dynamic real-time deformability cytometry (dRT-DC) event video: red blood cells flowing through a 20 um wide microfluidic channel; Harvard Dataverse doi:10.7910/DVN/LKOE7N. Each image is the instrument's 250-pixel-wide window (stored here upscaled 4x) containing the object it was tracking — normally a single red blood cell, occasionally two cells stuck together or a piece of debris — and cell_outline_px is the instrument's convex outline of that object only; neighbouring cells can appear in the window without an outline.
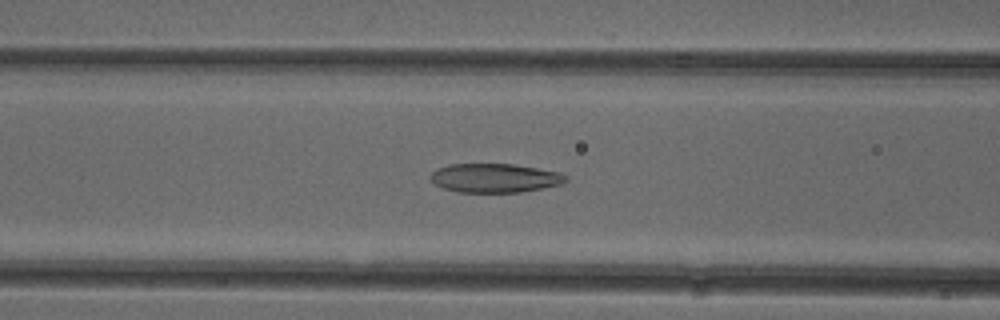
{"species": "common noctule bat (a hibernating species)", "species_latin": "Nyctalus noctula", "temperature_condition": "cold", "stored_images_in_passage": 41, "camera_frame_rate_fps": 3000, "um_per_image_px": 0.085, "animal": {"sex": "female"}, "frame": {"image": 1, "passage_image": 10, "time_ms": 3.0, "image_size_px": [1000, 320], "cell_outline_px": [[568, 180], [564, 184], [544, 188], [520, 192], [456, 192], [444, 188], [436, 184], [428, 176], [436, 168], [448, 164], [512, 164], [560, 172], [568, 176]], "centroid_in_image_um": [42.08, 15.13], "position_along_channel_um": 124.5, "area_um2": 23.0}}
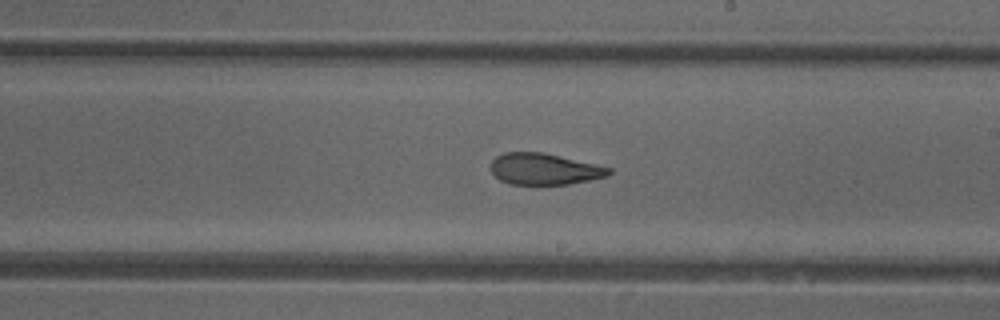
{"frame": {"image": 2, "passage_image": 19, "time_ms": 6.0, "image_size_px": [1000, 320], "cell_outline_px": [[612, 172], [608, 176], [568, 184], [512, 184], [500, 180], [492, 172], [492, 160], [496, 156], [504, 152], [540, 152], [596, 164], [612, 168]], "centroid_in_image_um": [46.28, 14.36], "position_along_channel_um": 242.7, "area_um2": 21.33}}
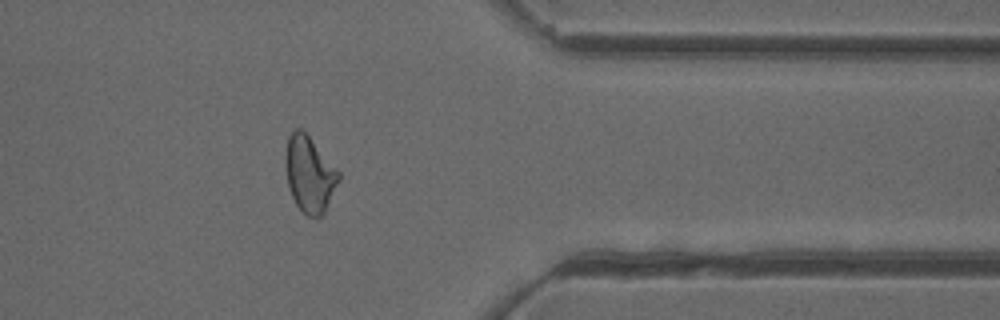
{"frame": {"image": 3, "passage_image": 31, "time_ms": 10.0, "image_size_px": [1000, 320], "cell_outline_px": [[340, 180], [324, 212], [320, 216], [308, 216], [300, 212], [288, 188], [284, 164], [284, 156], [288, 136], [296, 128], [300, 128], [308, 136], [340, 172]], "centroid_in_image_um": [26.28, 14.82], "position_along_channel_um": 385.1, "area_um2": 23.58}, "authors_computed_cell_mechanics": {"area_um2": 23.4668, "velocity_mm_per_s": 3.9394, "shape_relaxation_time_tau1_ms": 6.6288, "shape_relaxation_time_tau2_ms": 2.5536, "deformation_change_tau1": 0.1822, "deformation_change_tau2": 0.0959}}